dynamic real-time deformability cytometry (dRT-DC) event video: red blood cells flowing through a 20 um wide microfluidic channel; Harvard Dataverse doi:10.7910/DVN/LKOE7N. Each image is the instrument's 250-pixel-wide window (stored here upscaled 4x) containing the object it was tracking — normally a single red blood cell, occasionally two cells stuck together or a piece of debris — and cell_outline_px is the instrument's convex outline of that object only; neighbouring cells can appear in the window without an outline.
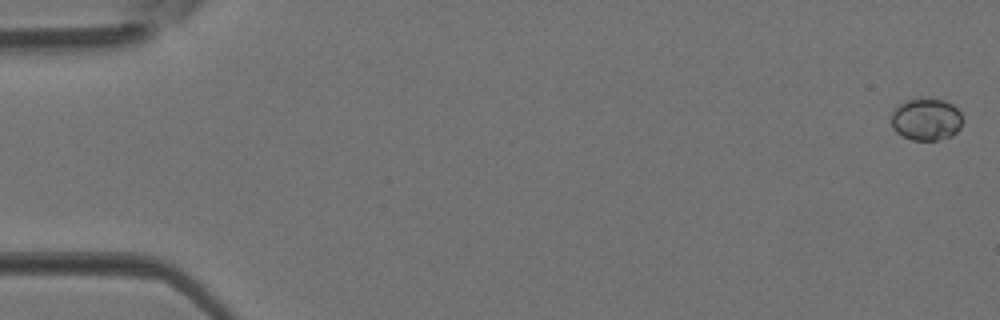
{"species": "Egyptian fruit bat (a non-hibernating species)", "species_latin": "Rousettus aegyptiacus", "temperature_condition": "room temperature", "stored_images_in_passage": 4, "camera_frame_rate_fps": 3000, "um_per_image_px": 0.085, "animal": {"sex": "female"}, "frame": {"image": 1, "passage_image": 1, "time_ms": 0.0, "image_size_px": [1000, 320], "cell_outline_px": [[964, 120], [960, 128], [952, 136], [936, 140], [912, 140], [896, 132], [892, 128], [892, 112], [900, 104], [908, 100], [920, 96], [944, 100], [952, 104], [960, 112]], "centroid_in_image_um": [78.75, 10.12], "position_along_channel_um": 6.2, "area_um2": 17.8}}